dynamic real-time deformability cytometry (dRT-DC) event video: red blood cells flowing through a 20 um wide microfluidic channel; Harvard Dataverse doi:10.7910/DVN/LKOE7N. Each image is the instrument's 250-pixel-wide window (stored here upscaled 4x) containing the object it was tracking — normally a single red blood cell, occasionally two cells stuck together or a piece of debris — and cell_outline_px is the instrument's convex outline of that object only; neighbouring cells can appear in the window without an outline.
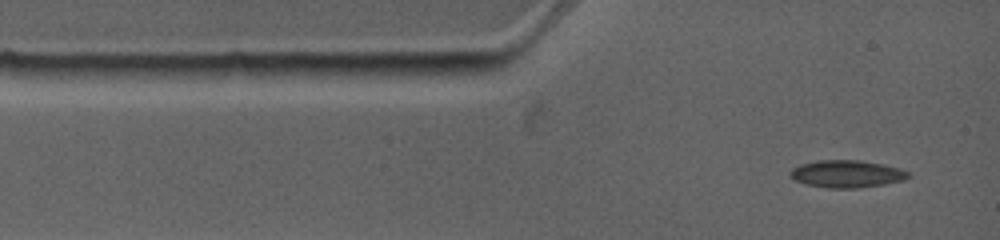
{"species": "common noctule bat (a hibernating species)", "species_latin": "Nyctalus noctula", "temperature_condition": "warm", "stored_images_in_passage": 3, "camera_frame_rate_fps": 4500, "um_per_image_px": 0.085, "animal": {"sex": "female", "body_mass_g": 19.0, "forearm_length_mm": 53.3}, "frame": {"image": 1, "passage_image": 1, "time_ms": 0.0, "image_size_px": [1000, 240], "cell_outline_px": [[912, 176], [904, 180], [884, 184], [860, 188], [828, 188], [804, 184], [796, 180], [788, 172], [792, 168], [800, 164], [816, 160], [860, 160], [884, 164], [908, 172]], "centroid_in_image_um": [71.96, 14.78], "position_along_channel_um": 13.0, "area_um2": 18.9}}
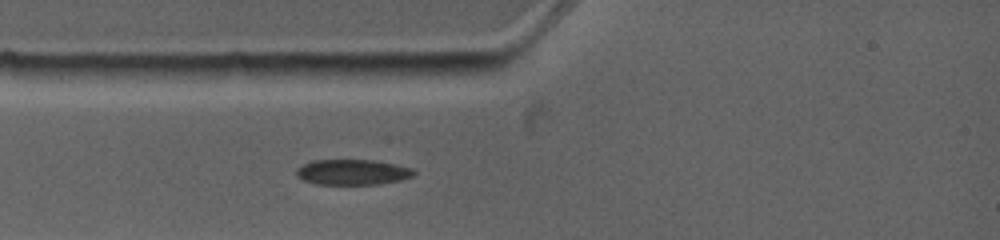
{"frame": {"image": 2, "passage_image": 3, "time_ms": 1.778, "image_size_px": [1000, 240], "cell_outline_px": [[416, 172], [412, 176], [400, 180], [380, 184], [320, 184], [304, 180], [296, 176], [296, 168], [312, 160], [376, 160], [396, 164], [412, 168]], "centroid_in_image_um": [29.97, 14.62], "position_along_channel_um": 55.0, "area_um2": 17.4}}